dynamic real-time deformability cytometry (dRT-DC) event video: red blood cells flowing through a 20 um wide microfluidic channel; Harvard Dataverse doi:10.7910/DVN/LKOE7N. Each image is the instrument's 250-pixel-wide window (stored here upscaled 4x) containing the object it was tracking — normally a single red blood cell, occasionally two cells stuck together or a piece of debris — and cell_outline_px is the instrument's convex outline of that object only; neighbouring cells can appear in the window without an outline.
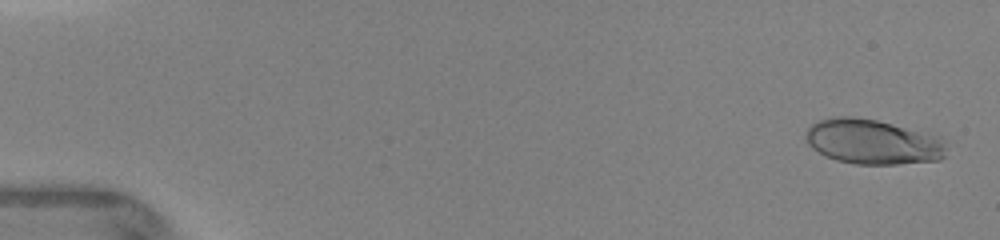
{"species": "human", "species_latin": "Homo sapiens", "temperature_condition": "warm", "stored_images_in_passage": 55, "camera_frame_rate_fps": 3000, "um_per_image_px": 0.085, "donor": {"sex": "female"}, "frame": {"image": 1, "passage_image": 4, "time_ms": 0.333, "image_size_px": [1000, 240], "cell_outline_px": [[944, 156], [940, 160], [896, 164], [856, 164], [836, 160], [812, 148], [808, 144], [804, 136], [808, 128], [812, 124], [820, 120], [832, 116], [852, 116], [876, 120], [940, 136], [944, 144]], "centroid_in_image_um": [74.15, 12.04], "position_along_channel_um": 10.8, "area_um2": 36.65}}
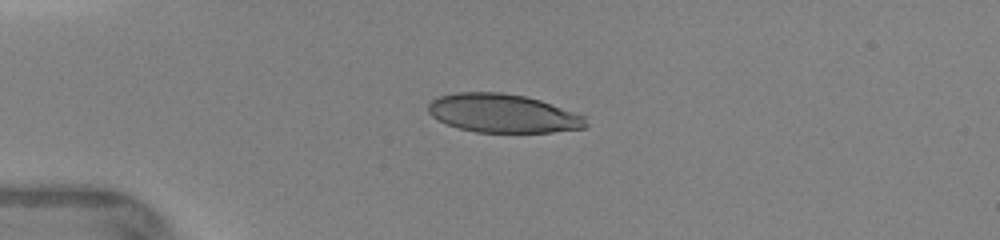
{"frame": {"image": 2, "passage_image": 34, "time_ms": 3.667, "image_size_px": [1000, 240], "cell_outline_px": [[588, 124], [584, 128], [552, 132], [476, 132], [460, 128], [448, 124], [432, 116], [428, 112], [428, 104], [432, 100], [440, 96], [456, 92], [500, 92], [524, 96], [540, 100], [584, 116]], "centroid_in_image_um": [42.74, 9.63], "position_along_channel_um": 42.3, "area_um2": 35.14}}